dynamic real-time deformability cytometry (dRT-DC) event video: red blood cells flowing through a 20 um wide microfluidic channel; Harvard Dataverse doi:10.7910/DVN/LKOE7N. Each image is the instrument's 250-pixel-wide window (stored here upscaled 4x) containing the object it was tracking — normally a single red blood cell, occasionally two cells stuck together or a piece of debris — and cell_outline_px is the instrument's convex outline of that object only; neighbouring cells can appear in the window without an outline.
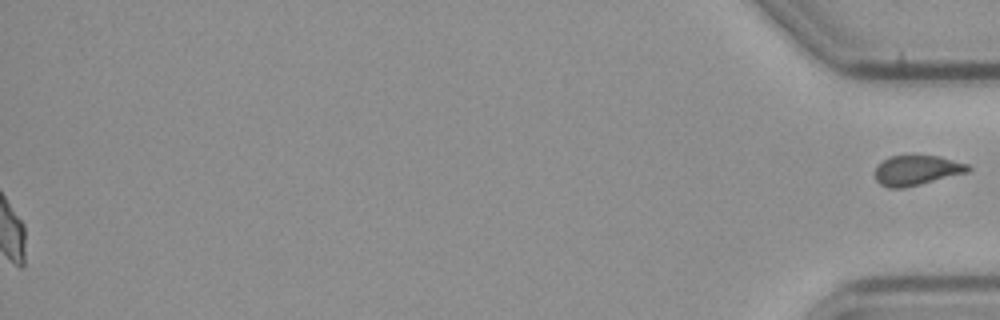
{"species": "common noctule bat (a hibernating species)", "species_latin": "Nyctalus noctula", "temperature_condition": "cold", "stored_images_in_passage": 42, "segment_of_instrument_passage": [2, 2], "camera_frame_rate_fps": 3000, "um_per_image_px": 0.085, "animal": {"sex": "male", "body_mass_g": 23.1, "forearm_length_mm": 52.7}, "frame": {"image": 1, "passage_image": 42, "time_ms": 13.667, "image_size_px": [1000, 320], "cell_outline_px": [[972, 168], [968, 172], [904, 188], [888, 188], [880, 184], [876, 180], [876, 164], [888, 156], [940, 156], [968, 164]], "centroid_in_image_um": [77.91, 14.47], "position_along_channel_um": 357.3, "area_um2": 16.24}}